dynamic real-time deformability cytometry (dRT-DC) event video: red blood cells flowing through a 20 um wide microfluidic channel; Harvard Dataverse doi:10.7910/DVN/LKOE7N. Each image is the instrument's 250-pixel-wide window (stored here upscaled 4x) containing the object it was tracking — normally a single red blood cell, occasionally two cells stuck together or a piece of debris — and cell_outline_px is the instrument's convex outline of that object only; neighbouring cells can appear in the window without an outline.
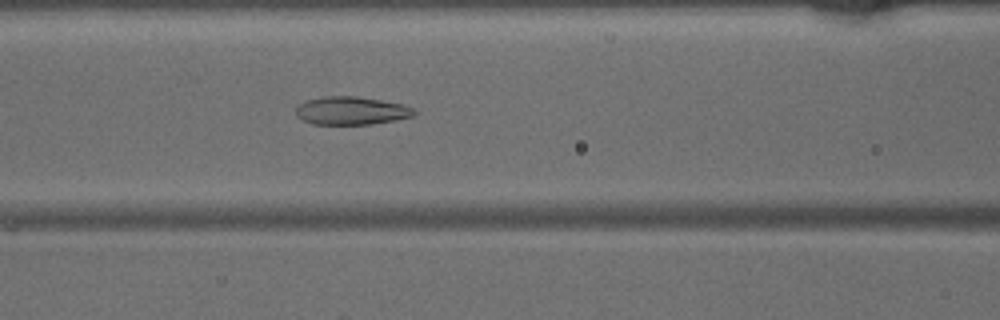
{"species": "common noctule bat (a hibernating species)", "species_latin": "Nyctalus noctula", "temperature_condition": "warm", "stored_images_in_passage": 41, "camera_frame_rate_fps": 3000, "um_per_image_px": 0.085, "animal": {"sex": "male", "body_mass_g": 15.6}, "frame": {"image": 1, "passage_image": 20, "time_ms": 6.333, "image_size_px": [1000, 320], "cell_outline_px": [[416, 116], [396, 120], [372, 124], [312, 124], [300, 120], [296, 116], [296, 108], [300, 104], [308, 100], [324, 96], [356, 96], [404, 104], [416, 108]], "centroid_in_image_um": [29.9, 9.41], "position_along_channel_um": 136.7, "area_um2": 19.59}}
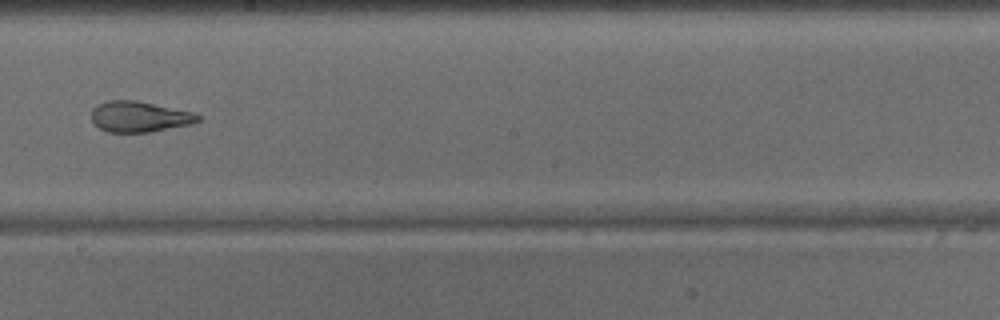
{"frame": {"image": 2, "passage_image": 27, "time_ms": 8.667, "image_size_px": [1000, 320], "cell_outline_px": [[200, 120], [192, 124], [148, 132], [108, 132], [100, 128], [92, 120], [92, 108], [108, 100], [136, 100], [192, 112], [200, 116]], "centroid_in_image_um": [11.85, 9.91], "position_along_channel_um": 236.4, "area_um2": 18.84}}
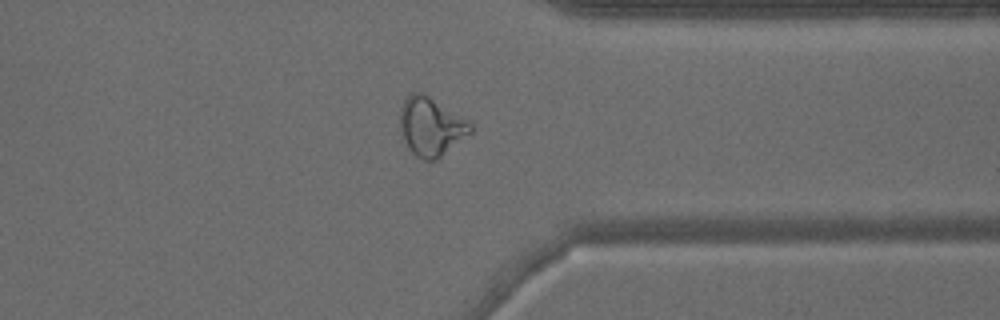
{"frame": {"image": 3, "passage_image": 37, "time_ms": 12.0, "image_size_px": [1000, 320], "cell_outline_px": [[472, 132], [436, 160], [424, 160], [416, 156], [408, 148], [404, 140], [400, 128], [400, 108], [404, 100], [412, 92], [424, 92], [468, 120], [472, 124]], "centroid_in_image_um": [36.63, 10.74], "position_along_channel_um": 374.8, "area_um2": 24.04}}